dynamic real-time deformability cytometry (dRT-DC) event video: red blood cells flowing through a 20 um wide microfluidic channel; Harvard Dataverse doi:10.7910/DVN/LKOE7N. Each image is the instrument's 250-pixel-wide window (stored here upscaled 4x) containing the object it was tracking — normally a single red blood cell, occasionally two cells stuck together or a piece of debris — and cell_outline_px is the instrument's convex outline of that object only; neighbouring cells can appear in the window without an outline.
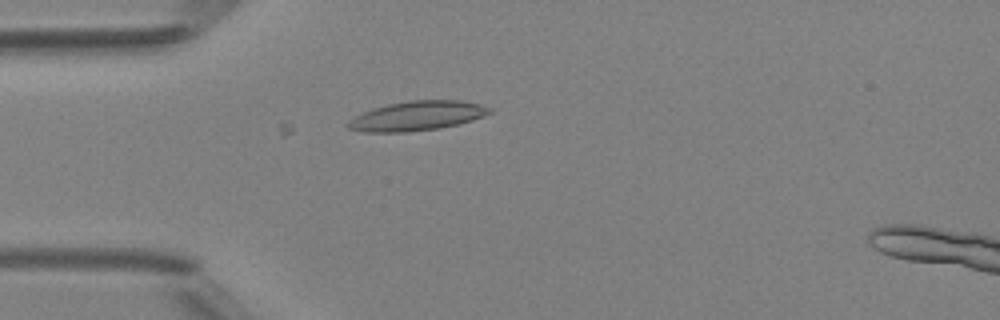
{"species": "Egyptian fruit bat (a non-hibernating species)", "species_latin": "Rousettus aegyptiacus", "temperature_condition": "room temperature", "stored_images_in_passage": 4, "camera_frame_rate_fps": 3000, "um_per_image_px": 0.085, "animal": {"sex": "female"}, "frame": {"image": 1, "passage_image": 4, "time_ms": 1.0, "image_size_px": [1000, 320], "cell_outline_px": [[492, 112], [484, 116], [472, 120], [440, 128], [408, 132], [364, 132], [348, 128], [344, 124], [356, 116], [372, 108], [388, 104], [412, 100], [460, 100], [480, 104], [492, 108]], "centroid_in_image_um": [35.45, 9.85], "position_along_channel_um": 49.5, "area_um2": 24.28}}